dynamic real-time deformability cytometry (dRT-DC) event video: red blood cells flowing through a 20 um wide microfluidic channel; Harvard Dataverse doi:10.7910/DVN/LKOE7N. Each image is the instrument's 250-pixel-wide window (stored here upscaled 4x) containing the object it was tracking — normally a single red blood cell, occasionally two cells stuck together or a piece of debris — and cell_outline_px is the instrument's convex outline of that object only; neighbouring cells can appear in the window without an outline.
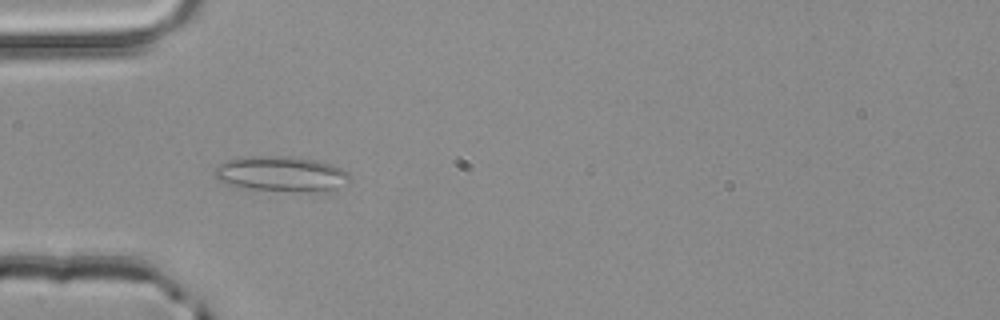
{"species": "common noctule bat (a hibernating species)", "species_latin": "Nyctalus noctula", "temperature_condition": "room temperature", "stored_images_in_passage": 40, "camera_frame_rate_fps": 3000, "um_per_image_px": 0.085, "animal": {"sex": "male", "body_mass_g": 20.4}, "frame": {"image": 1, "passage_image": 5, "time_ms": 1.333, "image_size_px": [1000, 320], "cell_outline_px": [[352, 180], [348, 184], [332, 188], [312, 192], [308, 192], [252, 188], [228, 184], [216, 180], [212, 176], [212, 172], [216, 164], [240, 156], [288, 156], [316, 160], [332, 164], [348, 172], [352, 176]], "centroid_in_image_um": [23.87, 14.76], "position_along_channel_um": 61.1, "area_um2": 27.98}}
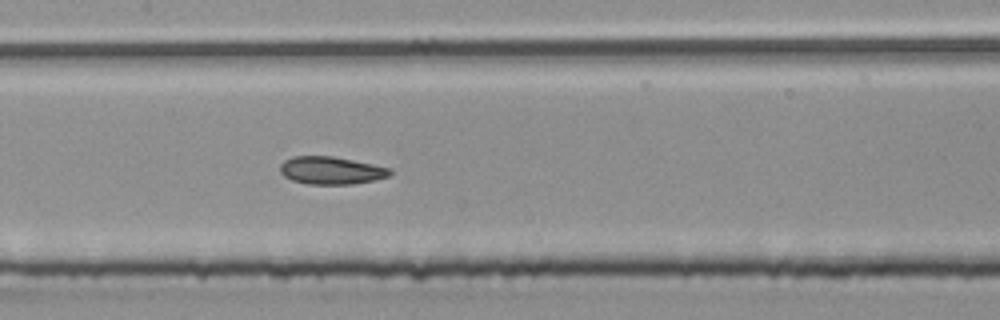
{"frame": {"image": 2, "passage_image": 14, "time_ms": 4.333, "image_size_px": [1000, 320], "cell_outline_px": [[392, 176], [352, 184], [308, 184], [292, 180], [284, 176], [280, 172], [280, 164], [284, 160], [292, 156], [332, 156], [392, 168]], "centroid_in_image_um": [28.15, 14.48], "position_along_channel_um": 179.3, "area_um2": 17.74}}
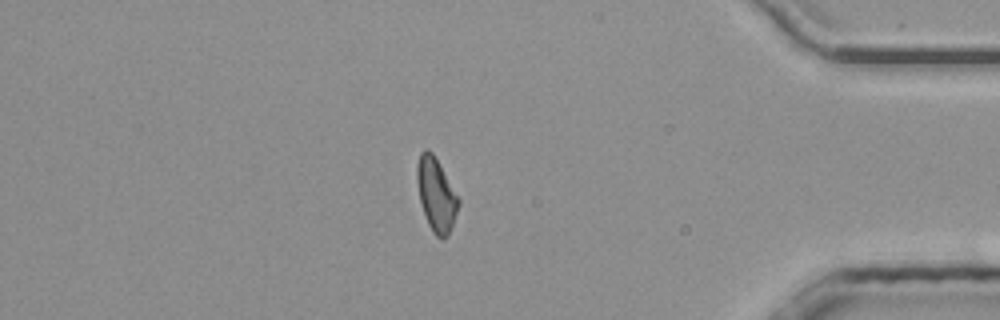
{"frame": {"image": 3, "passage_image": 33, "time_ms": 10.667, "image_size_px": [1000, 320], "cell_outline_px": [[460, 204], [448, 236], [444, 240], [440, 240], [432, 232], [428, 224], [420, 200], [416, 180], [416, 164], [420, 152], [424, 148], [428, 148], [432, 152], [460, 200]], "centroid_in_image_um": [37.06, 16.55], "position_along_channel_um": 398.1, "area_um2": 17.74}, "authors_computed_cell_mechanics": {"area_um2": 17.7157, "velocity_mm_per_s": 4.0221, "shape_relaxation_time_tau1_ms": 2.8332, "shape_relaxation_time_tau2_ms": 1.8982, "deformation_change_tau1": 0.1207, "deformation_change_tau2": 0.0957}}